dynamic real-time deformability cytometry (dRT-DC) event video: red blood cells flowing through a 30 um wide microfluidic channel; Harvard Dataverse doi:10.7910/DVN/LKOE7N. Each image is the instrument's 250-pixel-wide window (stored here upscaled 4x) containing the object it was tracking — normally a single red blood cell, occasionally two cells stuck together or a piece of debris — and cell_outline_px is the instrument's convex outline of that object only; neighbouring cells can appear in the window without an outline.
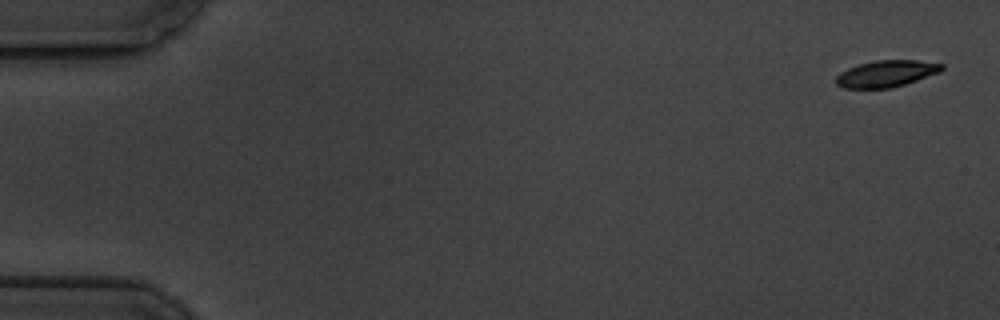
{"species": "common noctule bat (a hibernating species)", "species_latin": "Nyctalus noctula", "temperature_condition": "cold", "stored_images_in_passage": 6, "camera_frame_rate_fps": 3000, "um_per_image_px": 0.085, "animal": {"sex": "male", "body_mass_g": 19.5, "forearm_length_mm": 54.6}, "frame": {"image": 1, "passage_image": 1, "time_ms": 0.0, "image_size_px": [1000, 320], "cell_outline_px": [[944, 68], [940, 72], [892, 88], [844, 88], [836, 84], [836, 76], [840, 72], [848, 68], [860, 64], [876, 60], [916, 60], [944, 64]], "centroid_in_image_um": [75.33, 6.26], "position_along_channel_um": 9.7, "area_um2": 16.3}}
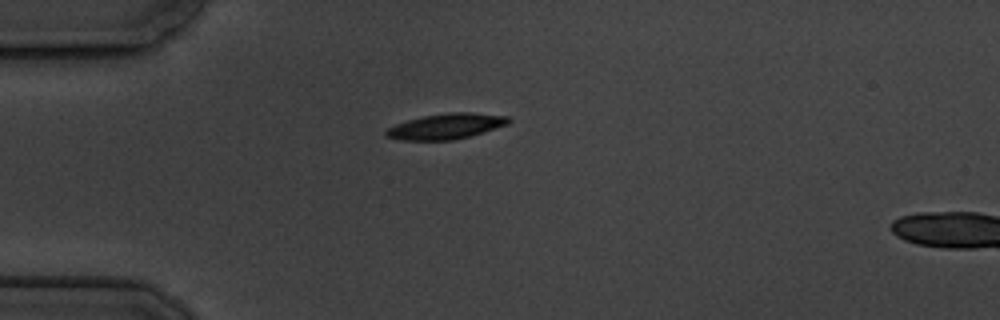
{"frame": {"image": 2, "passage_image": 5, "time_ms": 4.667, "image_size_px": [1000, 320], "cell_outline_px": [[512, 120], [508, 124], [484, 132], [452, 140], [400, 140], [384, 136], [384, 132], [388, 128], [396, 124], [408, 120], [424, 116], [448, 112], [472, 112], [508, 116]], "centroid_in_image_um": [37.92, 10.73], "position_along_channel_um": 47.1, "area_um2": 18.21}}